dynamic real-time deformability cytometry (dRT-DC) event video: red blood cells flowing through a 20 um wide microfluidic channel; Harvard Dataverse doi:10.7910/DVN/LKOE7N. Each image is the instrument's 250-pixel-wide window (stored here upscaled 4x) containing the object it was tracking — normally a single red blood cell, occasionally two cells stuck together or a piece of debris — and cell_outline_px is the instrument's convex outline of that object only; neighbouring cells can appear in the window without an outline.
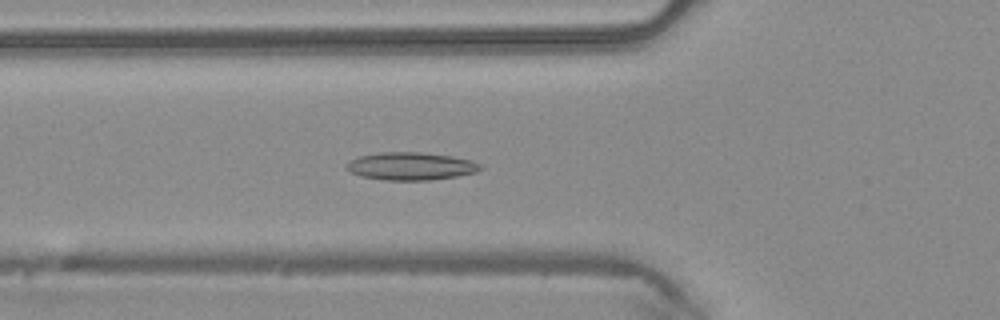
{"species": "common noctule bat (a hibernating species)", "species_latin": "Nyctalus noctula", "temperature_condition": "warm", "stored_images_in_passage": 46, "camera_frame_rate_fps": 3000, "um_per_image_px": 0.085, "animal": {"sex": "male", "body_mass_g": 20.4}, "frame": {"image": 1, "passage_image": 16, "time_ms": 5.0, "image_size_px": [1000, 320], "cell_outline_px": [[484, 168], [476, 172], [456, 176], [428, 180], [384, 180], [360, 176], [352, 172], [348, 168], [348, 164], [352, 160], [360, 156], [380, 152], [420, 152], [452, 156], [472, 160], [480, 164]], "centroid_in_image_um": [34.98, 14.12], "position_along_channel_um": 90.8, "area_um2": 21.44}}
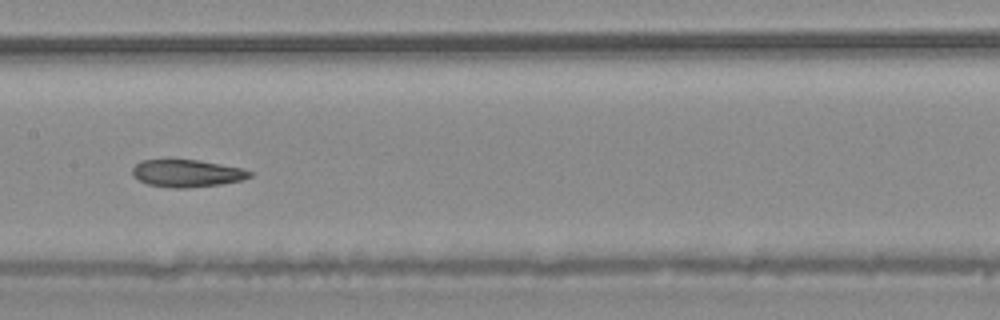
{"frame": {"image": 2, "passage_image": 23, "time_ms": 7.333, "image_size_px": [1000, 320], "cell_outline_px": [[252, 176], [240, 180], [220, 184], [188, 188], [172, 188], [148, 184], [132, 176], [132, 168], [140, 160], [200, 160], [240, 168], [252, 172]], "centroid_in_image_um": [15.86, 14.73], "position_along_channel_um": 191.5, "area_um2": 18.55}}
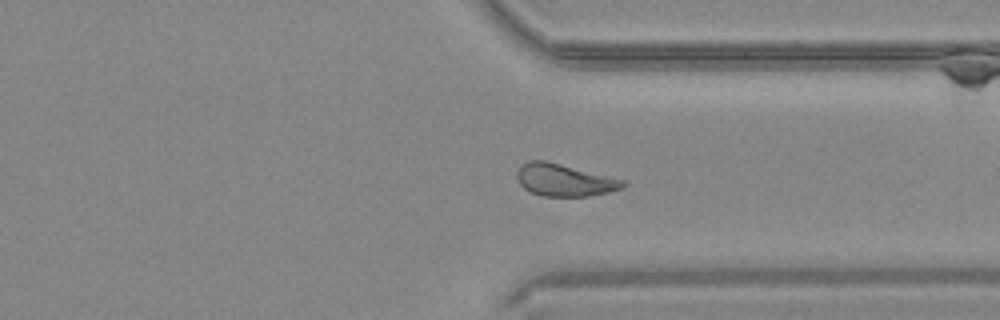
{"frame": {"image": 3, "passage_image": 35, "time_ms": 11.333, "image_size_px": [1000, 320], "cell_outline_px": [[628, 184], [624, 188], [608, 192], [588, 196], [544, 196], [532, 192], [524, 188], [520, 184], [516, 176], [516, 172], [528, 160], [544, 160], [624, 180]], "centroid_in_image_um": [47.98, 15.31], "position_along_channel_um": 363.4, "area_um2": 19.65}}